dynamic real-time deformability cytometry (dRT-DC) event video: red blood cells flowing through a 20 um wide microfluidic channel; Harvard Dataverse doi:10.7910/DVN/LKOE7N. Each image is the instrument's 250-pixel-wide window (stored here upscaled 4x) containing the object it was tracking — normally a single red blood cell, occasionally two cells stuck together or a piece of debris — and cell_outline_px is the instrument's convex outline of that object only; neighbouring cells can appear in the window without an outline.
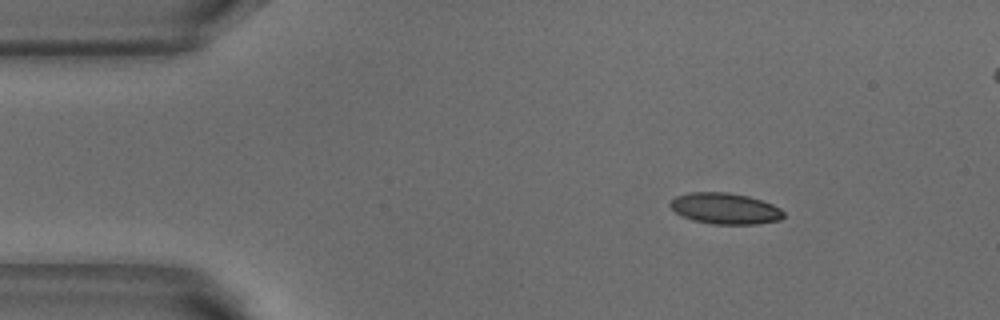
{"species": "common noctule bat (a hibernating species)", "species_latin": "Nyctalus noctula", "temperature_condition": "warm", "stored_images_in_passage": 3, "segment_of_instrument_passage": [1, 2], "camera_frame_rate_fps": 3000, "um_per_image_px": 0.085, "animal": {"sex": "male", "body_mass_g": 18.8}, "frame": {"image": 1, "passage_image": 1, "time_ms": 0.0, "image_size_px": [1000, 320], "cell_outline_px": [[784, 216], [780, 220], [756, 224], [712, 224], [692, 220], [676, 212], [668, 204], [676, 196], [688, 192], [728, 192], [748, 196], [772, 204], [780, 208], [784, 212]], "centroid_in_image_um": [61.63, 17.72], "position_along_channel_um": 23.4, "area_um2": 20.52}}